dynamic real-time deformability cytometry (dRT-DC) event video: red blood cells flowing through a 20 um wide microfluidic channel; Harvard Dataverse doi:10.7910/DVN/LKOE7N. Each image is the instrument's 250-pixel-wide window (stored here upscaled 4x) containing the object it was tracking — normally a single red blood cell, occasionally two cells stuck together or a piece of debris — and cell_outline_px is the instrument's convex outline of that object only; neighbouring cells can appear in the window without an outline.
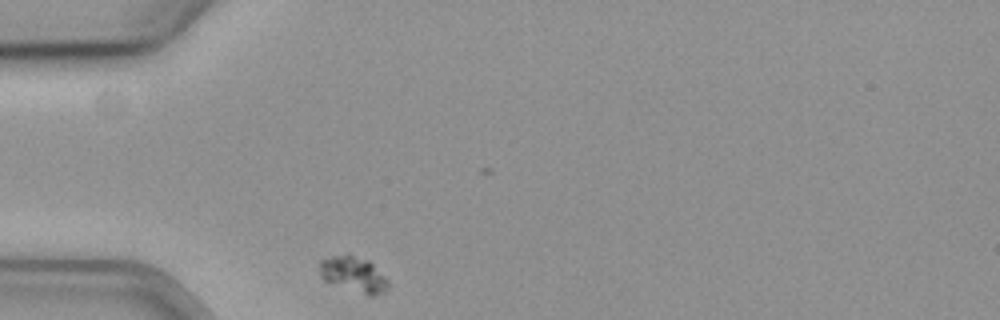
{"species": "common noctule bat (a hibernating species)", "species_latin": "Nyctalus noctula", "temperature_condition": "cold", "stored_images_in_passage": 33, "camera_frame_rate_fps": 3000, "um_per_image_px": 0.085, "animal": {"sex": "female", "body_mass_g": 19.3, "forearm_length_mm": 54.1}, "frame": {"image": 1, "passage_image": 1, "time_ms": 0.0, "image_size_px": [1000, 320], "cell_outline_px": [[388, 288], [384, 292], [372, 296], [368, 296], [324, 280], [320, 276], [320, 260], [332, 256], [348, 252], [368, 260], [388, 280]], "centroid_in_image_um": [30.05, 23.3], "position_along_channel_um": 55.0, "area_um2": 14.28}}
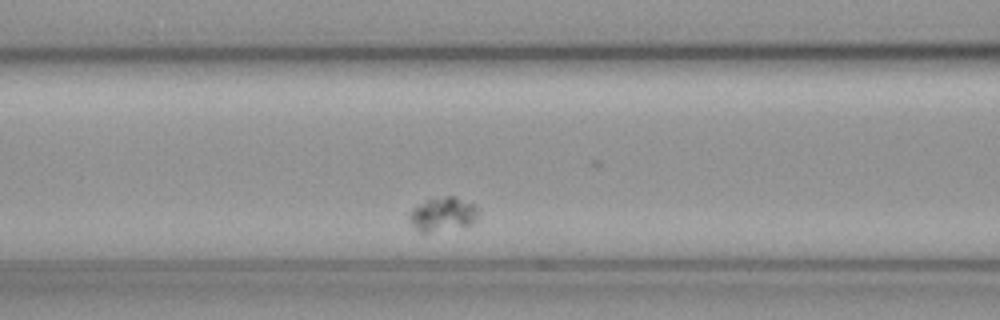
{"frame": {"image": 2, "passage_image": 9, "time_ms": 2.667, "image_size_px": [1000, 320], "cell_outline_px": [[480, 212], [472, 224], [428, 232], [420, 232], [408, 220], [408, 216], [412, 208], [424, 200], [432, 196], [456, 196], [480, 208]], "centroid_in_image_um": [37.62, 18.16], "position_along_channel_um": 129.0, "area_um2": 13.81}}
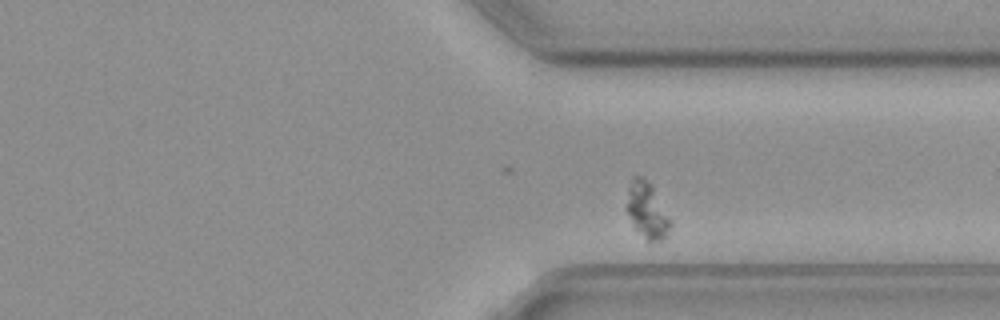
{"frame": {"image": 3, "passage_image": 30, "time_ms": 9.667, "image_size_px": [1000, 320], "cell_outline_px": [[672, 224], [668, 232], [660, 240], [648, 244], [632, 224], [624, 208], [628, 188], [632, 176], [640, 176], [652, 184], [672, 220]], "centroid_in_image_um": [54.98, 17.89], "position_along_channel_um": 356.4, "area_um2": 14.8}}